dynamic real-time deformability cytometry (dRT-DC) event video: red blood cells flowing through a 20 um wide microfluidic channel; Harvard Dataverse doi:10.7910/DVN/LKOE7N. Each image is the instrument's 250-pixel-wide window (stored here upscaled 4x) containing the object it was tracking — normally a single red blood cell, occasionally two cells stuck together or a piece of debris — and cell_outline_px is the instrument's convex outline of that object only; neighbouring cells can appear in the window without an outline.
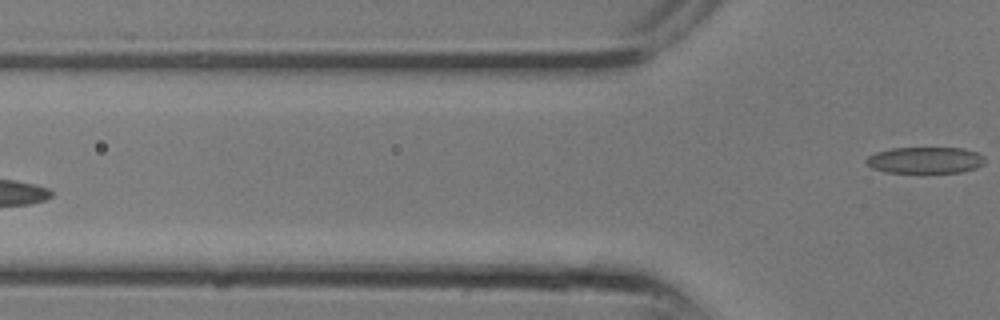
{"species": "common noctule bat (a hibernating species)", "species_latin": "Nyctalus noctula", "temperature_condition": "room temperature", "stored_images_in_passage": 8, "segment_of_instrument_passage": [2, 2], "camera_frame_rate_fps": 3000, "um_per_image_px": 0.085, "animal": {"sex": "male", "body_mass_g": 13.3}, "frame": {"image": 1, "passage_image": 8, "time_ms": 2.333, "image_size_px": [1000, 320], "cell_outline_px": [[984, 164], [976, 168], [960, 172], [924, 176], [920, 176], [884, 172], [872, 168], [864, 164], [864, 160], [868, 156], [876, 152], [892, 148], [964, 148], [976, 152], [984, 156]], "centroid_in_image_um": [78.59, 13.68], "position_along_channel_um": 47.2, "area_um2": 19.48}}